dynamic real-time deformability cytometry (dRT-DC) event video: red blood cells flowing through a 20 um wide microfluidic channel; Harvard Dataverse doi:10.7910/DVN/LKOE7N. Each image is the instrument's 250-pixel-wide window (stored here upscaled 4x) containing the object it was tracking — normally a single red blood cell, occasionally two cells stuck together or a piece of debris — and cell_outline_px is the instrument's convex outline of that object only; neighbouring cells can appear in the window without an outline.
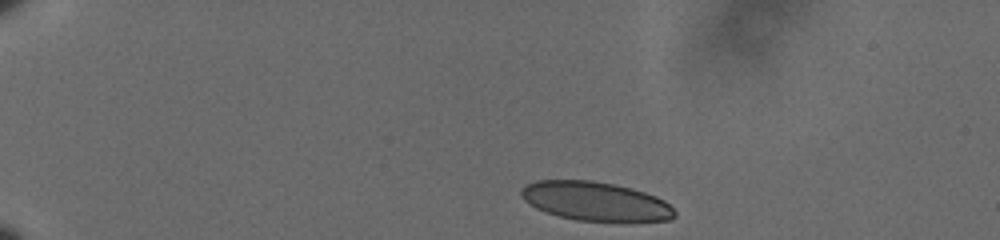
{"species": "human", "species_latin": "Homo sapiens", "temperature_condition": "cold", "stored_images_in_passage": 33, "camera_frame_rate_fps": 3000, "um_per_image_px": 0.085, "donor": {"sex": "male"}, "frame": {"image": 1, "passage_image": 1, "time_ms": 0.0, "image_size_px": [1000, 240], "cell_outline_px": [[676, 216], [672, 220], [576, 220], [544, 212], [528, 204], [520, 196], [520, 192], [524, 184], [536, 180], [592, 180], [632, 188], [656, 196], [664, 200], [676, 212]], "centroid_in_image_um": [50.56, 17.08], "position_along_channel_um": 34.4, "area_um2": 34.62}}
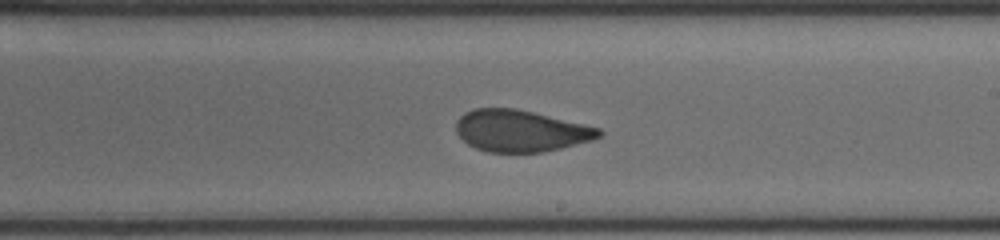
{"frame": {"image": 2, "passage_image": 19, "time_ms": 6.0, "image_size_px": [1000, 240], "cell_outline_px": [[604, 132], [600, 136], [592, 140], [544, 152], [488, 152], [476, 148], [468, 144], [456, 132], [456, 120], [464, 112], [476, 108], [516, 108], [600, 128]], "centroid_in_image_um": [44.23, 11.12], "position_along_channel_um": 244.8, "area_um2": 34.56}}
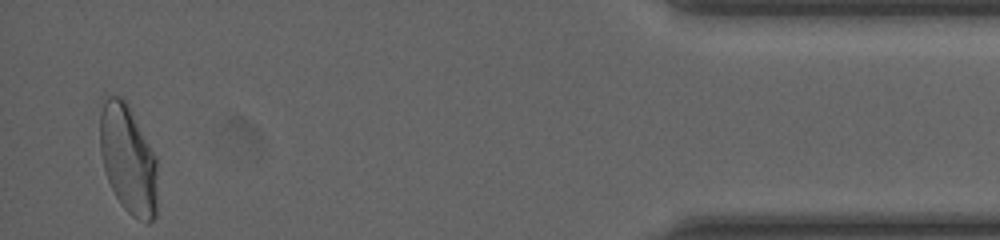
{"frame": {"image": 3, "passage_image": 33, "time_ms": 10.667, "image_size_px": [1000, 240], "cell_outline_px": [[156, 216], [148, 224], [132, 216], [120, 204], [108, 180], [104, 168], [100, 152], [100, 112], [104, 100], [108, 96], [124, 96], [156, 156]], "centroid_in_image_um": [10.89, 13.53], "position_along_channel_um": 424.3, "area_um2": 36.53}}